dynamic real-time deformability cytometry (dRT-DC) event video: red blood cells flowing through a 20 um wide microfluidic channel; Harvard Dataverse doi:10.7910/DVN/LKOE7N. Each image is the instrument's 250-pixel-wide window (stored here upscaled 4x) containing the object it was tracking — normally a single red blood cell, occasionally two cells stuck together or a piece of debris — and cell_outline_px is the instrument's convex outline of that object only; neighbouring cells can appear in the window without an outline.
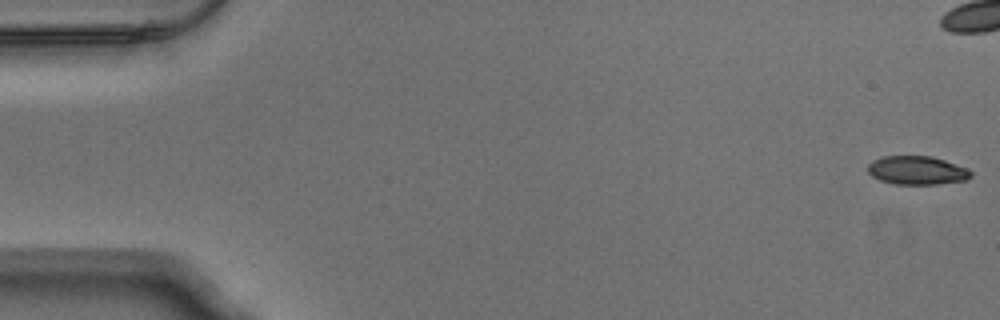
{"species": "Egyptian fruit bat (a non-hibernating species)", "species_latin": "Rousettus aegyptiacus", "temperature_condition": "warm", "stored_images_in_passage": 54, "camera_frame_rate_fps": 3000, "um_per_image_px": 0.085, "animal": {"sex": "male"}, "frame": {"image": 1, "passage_image": 1, "time_ms": 0.0, "image_size_px": [1000, 320], "cell_outline_px": [[972, 176], [964, 180], [936, 184], [892, 184], [880, 180], [872, 176], [868, 172], [868, 164], [872, 160], [884, 156], [932, 156], [968, 168], [972, 172]], "centroid_in_image_um": [77.93, 14.47], "position_along_channel_um": 7.1, "area_um2": 17.17}}
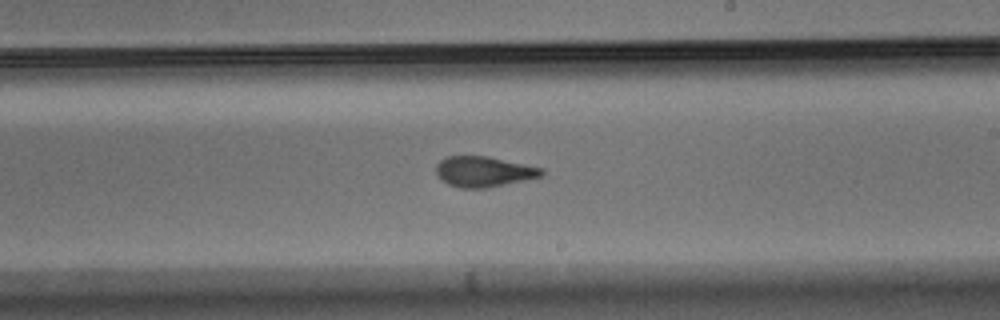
{"frame": {"image": 2, "passage_image": 31, "time_ms": 10.0, "image_size_px": [1000, 320], "cell_outline_px": [[544, 176], [488, 188], [460, 188], [448, 184], [440, 180], [436, 176], [436, 164], [440, 160], [448, 156], [488, 156], [544, 168]], "centroid_in_image_um": [41.12, 14.59], "position_along_channel_um": 247.9, "area_um2": 19.02}}
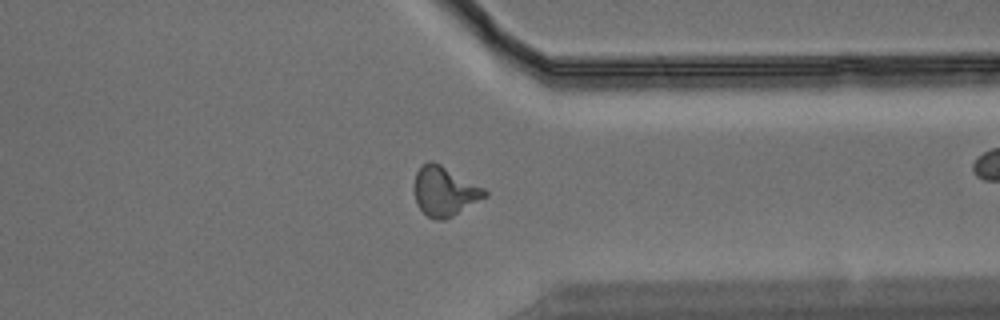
{"frame": {"image": 3, "passage_image": 41, "time_ms": 13.333, "image_size_px": [1000, 320], "cell_outline_px": [[488, 196], [452, 216], [444, 220], [436, 220], [428, 216], [416, 204], [416, 172], [420, 164], [428, 160], [432, 160], [440, 164], [484, 188], [488, 192]], "centroid_in_image_um": [37.8, 16.25], "position_along_channel_um": 373.6, "area_um2": 20.06}, "authors_computed_cell_mechanics": {"area_um2": 19.0162, "velocity_mm_per_s": 3.8523, "shape_relaxation_time_tau1_ms": 4.6182, "shape_relaxation_time_tau2_ms": 1.3199, "deformation_change_tau1": 0.1835, "deformation_change_tau2": 0.0684}}